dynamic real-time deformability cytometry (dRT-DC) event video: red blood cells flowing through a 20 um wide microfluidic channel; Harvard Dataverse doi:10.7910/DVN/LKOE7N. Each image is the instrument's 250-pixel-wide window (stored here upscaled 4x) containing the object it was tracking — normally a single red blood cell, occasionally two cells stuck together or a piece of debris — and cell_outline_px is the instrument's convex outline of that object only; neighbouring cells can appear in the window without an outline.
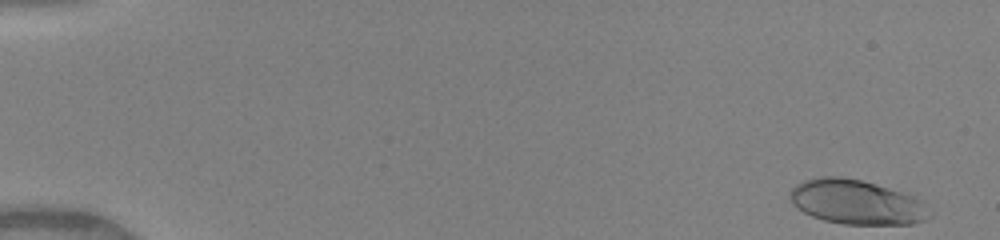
{"species": "human", "species_latin": "Homo sapiens", "temperature_condition": "warm", "stored_images_in_passage": 37, "camera_frame_rate_fps": 3000, "um_per_image_px": 0.085, "donor": {"sex": "female"}, "frame": {"image": 1, "passage_image": 1, "time_ms": 0.0, "image_size_px": [1000, 240], "cell_outline_px": [[932, 216], [924, 220], [912, 224], [844, 224], [824, 220], [812, 216], [804, 212], [792, 204], [788, 196], [788, 192], [796, 184], [804, 180], [820, 176], [844, 176], [876, 184], [912, 196], [920, 200], [932, 212]], "centroid_in_image_um": [72.77, 17.17], "position_along_channel_um": 12.2, "area_um2": 36.24}}
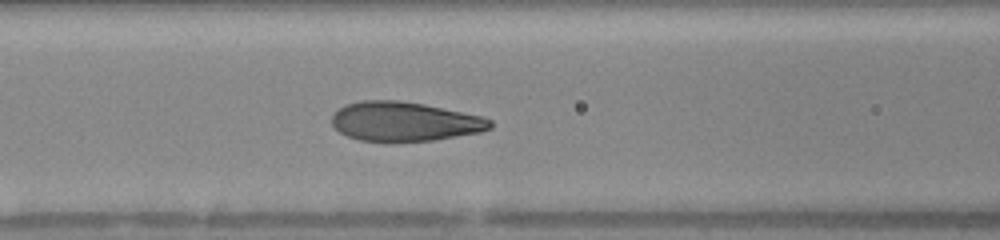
{"frame": {"image": 2, "passage_image": 18, "time_ms": 5.667, "image_size_px": [1000, 240], "cell_outline_px": [[492, 128], [480, 132], [436, 140], [360, 140], [348, 136], [340, 132], [332, 124], [332, 116], [344, 104], [360, 100], [400, 100], [424, 104], [480, 116], [492, 120]], "centroid_in_image_um": [34.39, 10.31], "position_along_channel_um": 132.2, "area_um2": 35.84}}
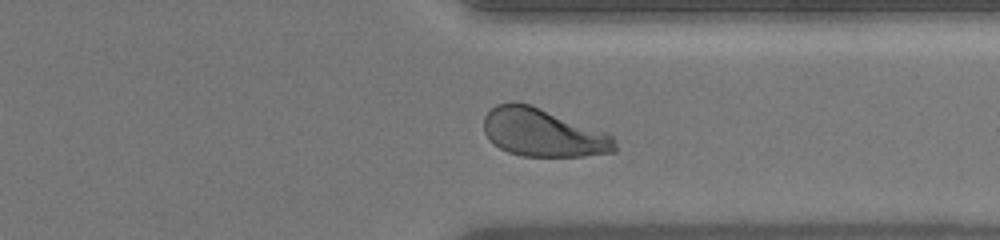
{"frame": {"image": 3, "passage_image": 33, "time_ms": 10.667, "image_size_px": [1000, 240], "cell_outline_px": [[616, 152], [584, 156], [520, 156], [508, 152], [492, 144], [488, 140], [484, 132], [484, 116], [496, 104], [528, 104], [540, 108], [608, 132], [612, 136], [616, 144]], "centroid_in_image_um": [46.17, 11.31], "position_along_channel_um": 365.2, "area_um2": 36.59}, "authors_computed_cell_mechanics": {"area_um2": 36.5874, "velocity_mm_per_s": 4.1681, "shape_relaxation_time_tau1_ms": 1.9701, "shape_relaxation_time_tau2_ms": null, "deformation_change_tau1": 0.1563, "deformation_change_tau2": null}}